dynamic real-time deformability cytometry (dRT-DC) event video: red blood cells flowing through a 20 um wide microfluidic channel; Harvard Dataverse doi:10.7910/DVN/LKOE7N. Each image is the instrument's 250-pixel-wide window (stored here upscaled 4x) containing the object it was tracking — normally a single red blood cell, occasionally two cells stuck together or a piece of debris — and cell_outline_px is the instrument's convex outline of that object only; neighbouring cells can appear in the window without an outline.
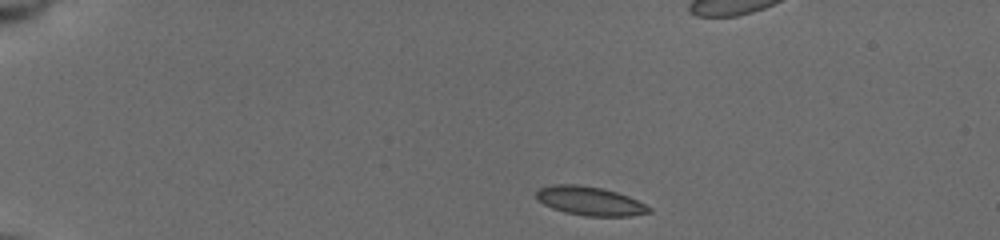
{"species": "common noctule bat (a hibernating species)", "species_latin": "Nyctalus noctula", "temperature_condition": "cold", "stored_images_in_passage": 46, "camera_frame_rate_fps": 3000, "um_per_image_px": 0.085, "animal": {"sex": "female", "body_mass_g": 19.5, "forearm_length_mm": 54.1}, "frame": {"image": 1, "passage_image": 1, "time_ms": 0.0, "image_size_px": [1000, 240], "cell_outline_px": [[652, 212], [632, 216], [584, 216], [564, 212], [552, 208], [536, 200], [536, 192], [540, 188], [552, 184], [580, 184], [600, 188], [616, 192], [628, 196], [652, 208]], "centroid_in_image_um": [50.12, 17.09], "position_along_channel_um": 34.9, "area_um2": 19.02}}
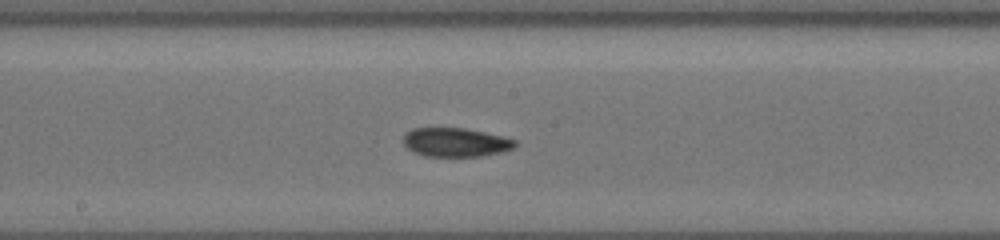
{"frame": {"image": 2, "passage_image": 21, "time_ms": 6.667, "image_size_px": [1000, 240], "cell_outline_px": [[516, 144], [512, 148], [504, 152], [480, 156], [424, 156], [412, 152], [404, 144], [404, 136], [412, 128], [464, 128], [484, 132], [516, 140]], "centroid_in_image_um": [38.72, 12.1], "position_along_channel_um": 209.5, "area_um2": 18.67}}
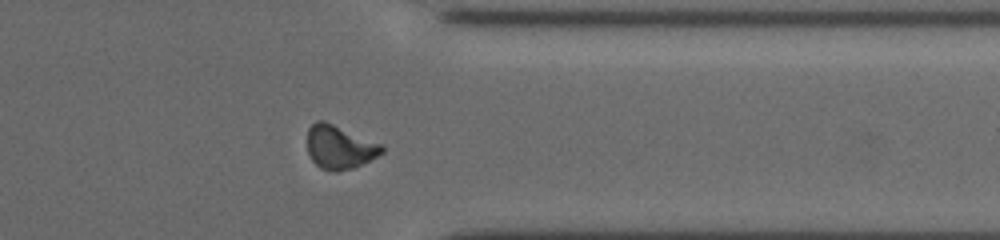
{"frame": {"image": 3, "passage_image": 35, "time_ms": 11.333, "image_size_px": [1000, 240], "cell_outline_px": [[384, 152], [352, 168], [336, 172], [320, 168], [312, 160], [308, 152], [308, 128], [316, 120], [324, 120], [384, 144]], "centroid_in_image_um": [28.87, 12.48], "position_along_channel_um": 382.5, "area_um2": 18.96}, "authors_computed_cell_mechanics": {"area_um2": 18.7272, "velocity_mm_per_s": 3.7502, "shape_relaxation_time_tau1_ms": 5.5714, "shape_relaxation_time_tau2_ms": 7.4476, "deformation_change_tau1": 0.1521, "deformation_change_tau2": 0.1001}}